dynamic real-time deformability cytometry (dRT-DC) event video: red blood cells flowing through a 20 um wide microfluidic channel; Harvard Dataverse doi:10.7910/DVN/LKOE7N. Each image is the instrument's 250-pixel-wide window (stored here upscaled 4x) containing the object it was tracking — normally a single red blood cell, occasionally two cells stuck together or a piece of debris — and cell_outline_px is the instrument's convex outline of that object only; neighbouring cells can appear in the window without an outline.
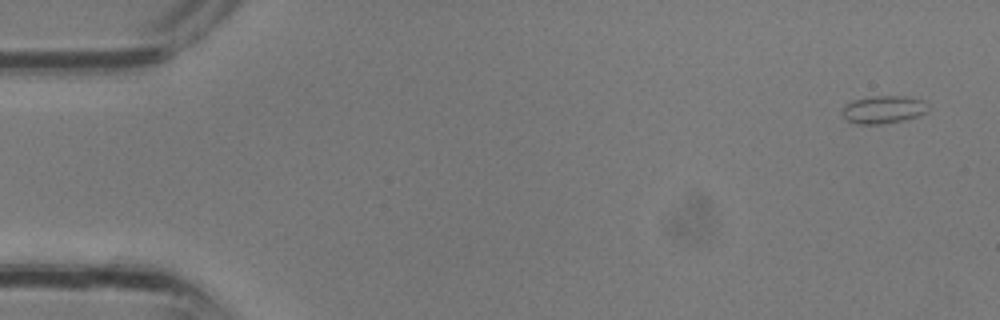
{"species": "common noctule bat (a hibernating species)", "species_latin": "Nyctalus noctula", "temperature_condition": "room temperature", "stored_images_in_passage": 3, "camera_frame_rate_fps": 3000, "um_per_image_px": 0.085, "animal": {"sex": "male", "body_mass_g": 13.3}, "frame": {"image": 1, "passage_image": 1, "time_ms": 0.0, "image_size_px": [1000, 320], "cell_outline_px": [[928, 108], [920, 116], [904, 120], [880, 124], [856, 124], [848, 120], [844, 116], [844, 108], [852, 100], [872, 96], [904, 96], [924, 100], [928, 104]], "centroid_in_image_um": [75.14, 9.31], "position_along_channel_um": 9.9, "area_um2": 13.76}}
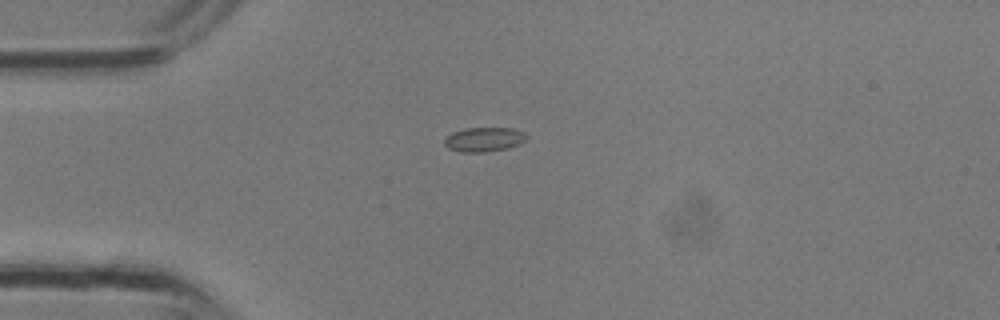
{"frame": {"image": 2, "passage_image": 3, "time_ms": 0.667, "image_size_px": [1000, 320], "cell_outline_px": [[528, 136], [520, 144], [508, 148], [488, 152], [460, 152], [448, 148], [444, 144], [444, 140], [452, 132], [464, 128], [512, 128], [524, 132]], "centroid_in_image_um": [41.14, 11.85], "position_along_channel_um": 43.9, "area_um2": 11.73}}